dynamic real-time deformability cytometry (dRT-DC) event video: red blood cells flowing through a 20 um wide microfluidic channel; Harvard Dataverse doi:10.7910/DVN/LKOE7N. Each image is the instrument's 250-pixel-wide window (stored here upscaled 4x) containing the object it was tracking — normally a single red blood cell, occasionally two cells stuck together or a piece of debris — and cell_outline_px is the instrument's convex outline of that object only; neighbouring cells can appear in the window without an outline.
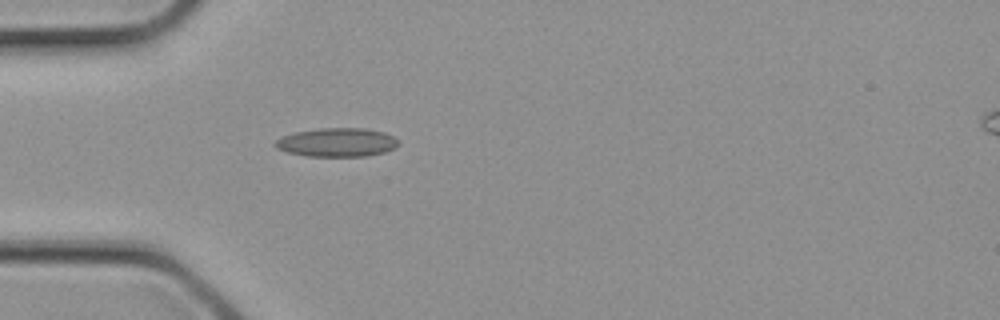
{"species": "common noctule bat (a hibernating species)", "species_latin": "Nyctalus noctula", "temperature_condition": "cold", "stored_images_in_passage": 5, "camera_frame_rate_fps": 3000, "um_per_image_px": 0.085, "animal": {"sex": "female", "body_mass_g": 21.9}, "frame": {"image": 1, "passage_image": 1, "time_ms": 0.0, "image_size_px": [1000, 320], "cell_outline_px": [[400, 144], [396, 148], [384, 152], [368, 156], [308, 156], [288, 152], [276, 148], [272, 144], [280, 136], [296, 132], [320, 128], [364, 128], [384, 132], [400, 140]], "centroid_in_image_um": [28.66, 12.1], "position_along_channel_um": 56.3, "area_um2": 20.81}}
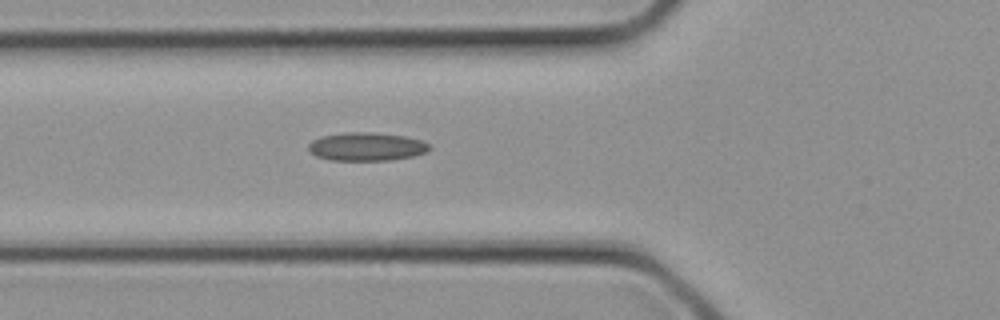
{"frame": {"image": 2, "passage_image": 3, "time_ms": 0.667, "image_size_px": [1000, 320], "cell_outline_px": [[432, 148], [424, 152], [412, 156], [392, 160], [328, 160], [316, 156], [308, 152], [308, 144], [312, 140], [320, 136], [344, 132], [372, 132], [404, 136], [420, 140], [428, 144]], "centroid_in_image_um": [31.09, 12.46], "position_along_channel_um": 94.7, "area_um2": 20.06}}
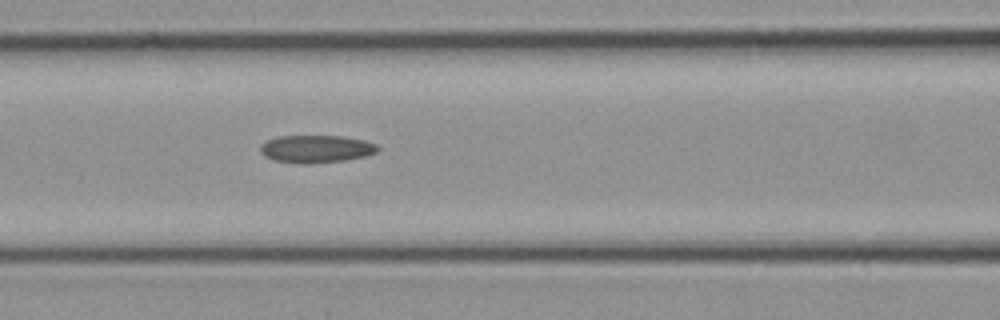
{"frame": {"image": 3, "passage_image": 5, "time_ms": 1.333, "image_size_px": [1000, 320], "cell_outline_px": [[380, 152], [368, 156], [344, 160], [308, 164], [300, 164], [272, 160], [264, 156], [260, 152], [260, 144], [268, 140], [280, 136], [340, 136], [364, 140], [376, 144], [380, 148]], "centroid_in_image_um": [26.89, 12.67], "position_along_channel_um": 139.7, "area_um2": 19.13}}